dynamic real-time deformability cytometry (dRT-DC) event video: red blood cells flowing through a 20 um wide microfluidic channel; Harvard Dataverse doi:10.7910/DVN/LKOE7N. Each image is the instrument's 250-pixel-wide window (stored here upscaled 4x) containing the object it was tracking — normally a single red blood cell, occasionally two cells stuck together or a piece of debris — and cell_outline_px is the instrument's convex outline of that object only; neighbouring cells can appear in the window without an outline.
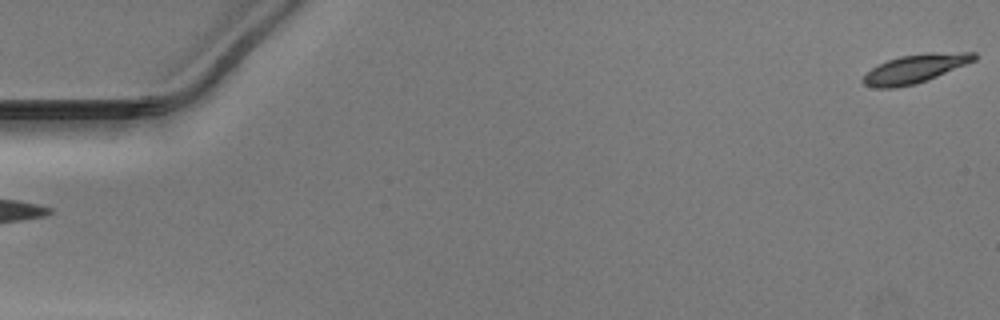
{"species": "Egyptian fruit bat (a non-hibernating species)", "species_latin": "Rousettus aegyptiacus", "temperature_condition": "warm", "stored_images_in_passage": 52, "camera_frame_rate_fps": 3000, "um_per_image_px": 0.085, "animal": {"sex": "male"}, "frame": {"image": 1, "passage_image": 1, "time_ms": 0.0, "image_size_px": [1000, 320], "cell_outline_px": [[976, 60], [928, 80], [916, 84], [896, 88], [876, 88], [864, 84], [860, 80], [872, 68], [888, 60], [900, 56], [928, 52], [976, 52]], "centroid_in_image_um": [77.8, 5.84], "position_along_channel_um": 7.2, "area_um2": 18.55}}
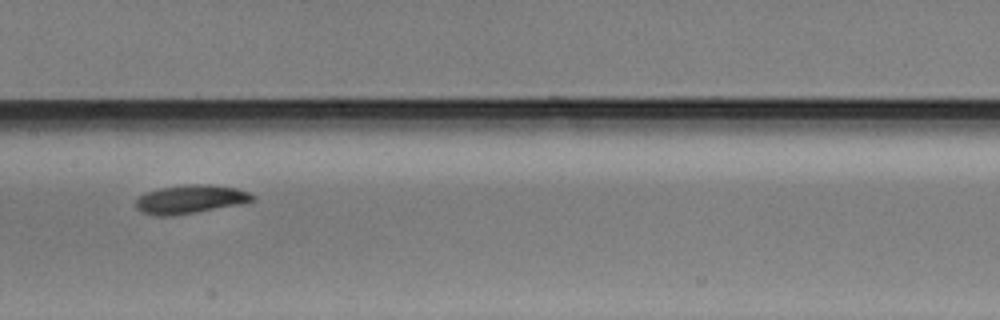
{"frame": {"image": 2, "passage_image": 27, "time_ms": 8.667, "image_size_px": [1000, 320], "cell_outline_px": [[256, 200], [244, 204], [196, 212], [168, 216], [156, 216], [144, 212], [136, 208], [136, 200], [140, 196], [148, 192], [160, 188], [184, 184], [212, 184], [236, 188], [248, 192], [256, 196]], "centroid_in_image_um": [16.25, 16.93], "position_along_channel_um": 191.1, "area_um2": 19.54}}
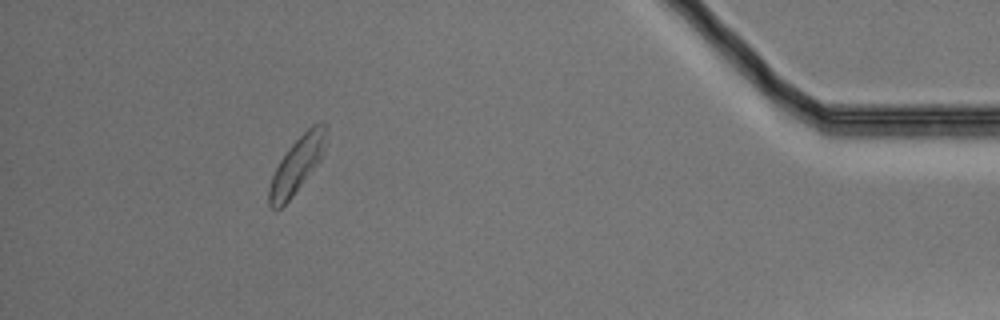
{"frame": {"image": 3, "passage_image": 48, "time_ms": 15.667, "image_size_px": [1000, 320], "cell_outline_px": [[328, 124], [324, 152], [320, 160], [292, 196], [280, 208], [272, 208], [268, 204], [268, 188], [272, 176], [280, 160], [288, 148], [312, 124]], "centroid_in_image_um": [25.24, 14.0], "position_along_channel_um": 410.0, "area_um2": 18.21}}